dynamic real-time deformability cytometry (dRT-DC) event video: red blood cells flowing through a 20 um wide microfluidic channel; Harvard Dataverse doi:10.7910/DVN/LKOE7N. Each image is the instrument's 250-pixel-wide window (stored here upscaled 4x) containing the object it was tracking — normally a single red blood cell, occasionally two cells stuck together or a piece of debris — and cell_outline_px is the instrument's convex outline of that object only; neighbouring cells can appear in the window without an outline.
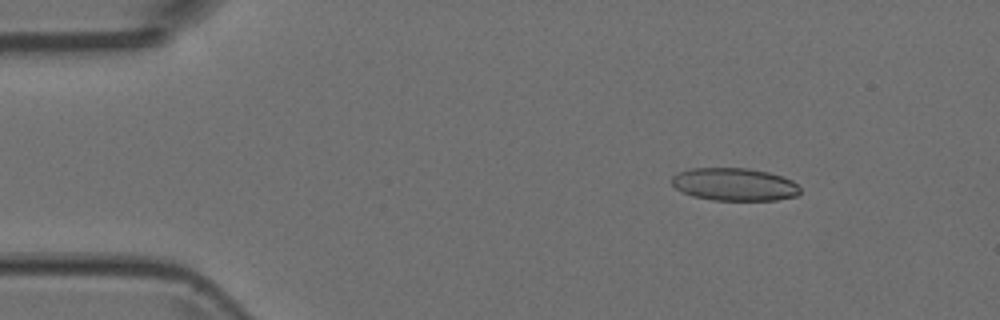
{"species": "Egyptian fruit bat (a non-hibernating species)", "species_latin": "Rousettus aegyptiacus", "temperature_condition": "room temperature", "stored_images_in_passage": 4, "camera_frame_rate_fps": 3000, "um_per_image_px": 0.085, "animal": {"sex": "female"}, "frame": {"image": 1, "passage_image": 2, "time_ms": 0.333, "image_size_px": [1000, 320], "cell_outline_px": [[800, 192], [796, 196], [776, 200], [712, 200], [692, 196], [676, 188], [672, 184], [672, 176], [680, 172], [692, 168], [748, 168], [768, 172], [792, 180], [800, 188]], "centroid_in_image_um": [62.43, 15.67], "position_along_channel_um": 22.6, "area_um2": 24.39}}